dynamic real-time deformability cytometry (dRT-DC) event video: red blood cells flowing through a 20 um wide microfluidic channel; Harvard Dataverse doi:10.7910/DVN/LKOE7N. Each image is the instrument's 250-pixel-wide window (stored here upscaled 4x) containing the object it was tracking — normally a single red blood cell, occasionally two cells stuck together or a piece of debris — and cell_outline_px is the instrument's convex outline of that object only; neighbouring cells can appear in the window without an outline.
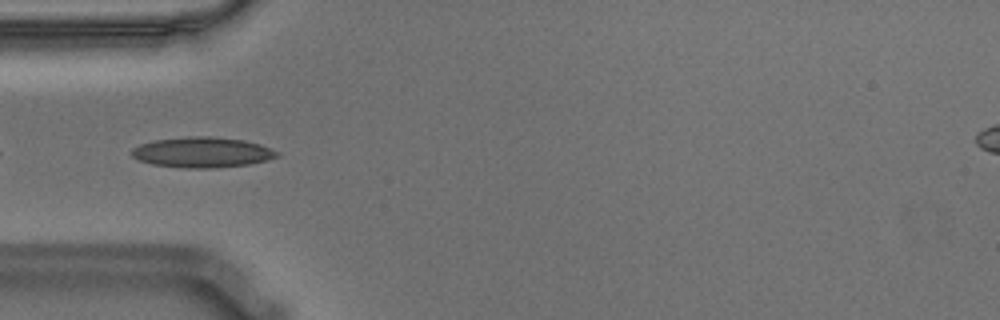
{"species": "Egyptian fruit bat (a non-hibernating species)", "species_latin": "Rousettus aegyptiacus", "temperature_condition": "warm", "stored_images_in_passage": 8, "camera_frame_rate_fps": 3000, "um_per_image_px": 0.085, "animal": {"sex": "male"}, "frame": {"image": 1, "passage_image": 2, "time_ms": 0.333, "image_size_px": [1000, 320], "cell_outline_px": [[280, 156], [268, 160], [248, 164], [216, 168], [184, 168], [152, 164], [140, 160], [132, 156], [128, 152], [132, 148], [140, 144], [156, 140], [188, 136], [208, 136], [244, 140], [260, 144], [280, 152]], "centroid_in_image_um": [17.2, 12.95], "position_along_channel_um": 67.8, "area_um2": 25.89}}